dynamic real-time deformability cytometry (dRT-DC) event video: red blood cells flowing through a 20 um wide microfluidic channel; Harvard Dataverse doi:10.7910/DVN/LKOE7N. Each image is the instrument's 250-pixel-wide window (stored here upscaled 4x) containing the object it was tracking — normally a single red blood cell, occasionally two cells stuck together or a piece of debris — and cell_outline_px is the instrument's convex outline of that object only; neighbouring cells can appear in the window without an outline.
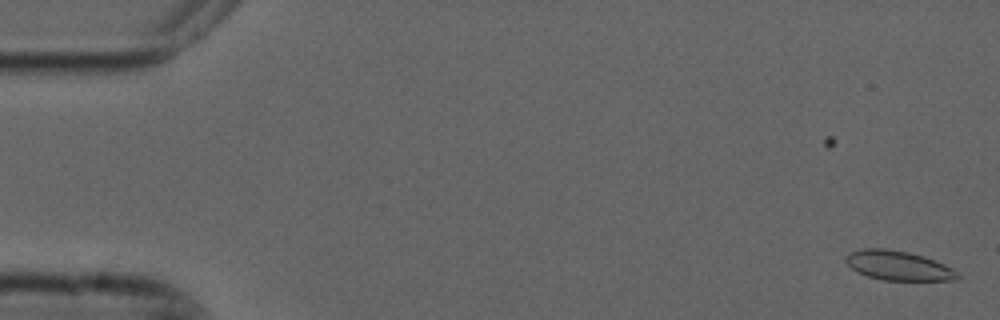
{"species": "common noctule bat (a hibernating species)", "species_latin": "Nyctalus noctula", "temperature_condition": "cold", "stored_images_in_passage": 4, "camera_frame_rate_fps": 3000, "um_per_image_px": 0.085, "animal": {"sex": "male", "forearm_length_mm": 52.5}, "frame": {"image": 1, "passage_image": 1, "time_ms": 0.0, "image_size_px": [1000, 320], "cell_outline_px": [[960, 276], [956, 280], [884, 280], [868, 276], [856, 272], [844, 260], [844, 256], [852, 252], [864, 248], [884, 248], [908, 252], [924, 256], [944, 264], [952, 268]], "centroid_in_image_um": [76.34, 22.57], "position_along_channel_um": 8.7, "area_um2": 19.07}}
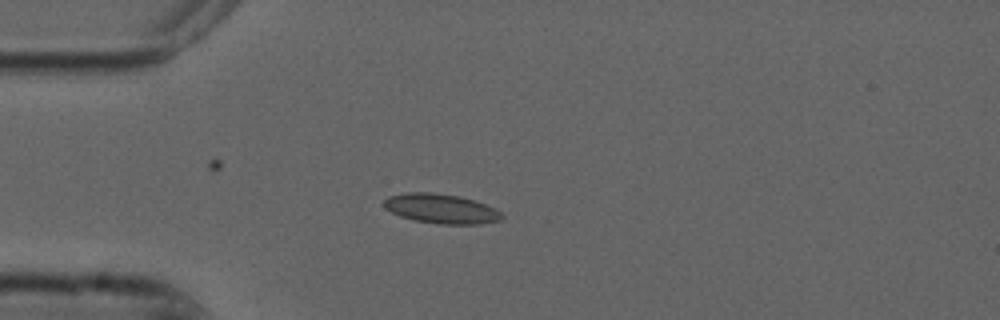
{"frame": {"image": 2, "passage_image": 4, "time_ms": 1.0, "image_size_px": [1000, 320], "cell_outline_px": [[504, 216], [500, 220], [480, 224], [440, 224], [412, 220], [400, 216], [384, 208], [384, 200], [388, 196], [404, 192], [432, 192], [460, 196], [476, 200], [496, 208]], "centroid_in_image_um": [37.49, 17.73], "position_along_channel_um": 47.5, "area_um2": 20.58}}